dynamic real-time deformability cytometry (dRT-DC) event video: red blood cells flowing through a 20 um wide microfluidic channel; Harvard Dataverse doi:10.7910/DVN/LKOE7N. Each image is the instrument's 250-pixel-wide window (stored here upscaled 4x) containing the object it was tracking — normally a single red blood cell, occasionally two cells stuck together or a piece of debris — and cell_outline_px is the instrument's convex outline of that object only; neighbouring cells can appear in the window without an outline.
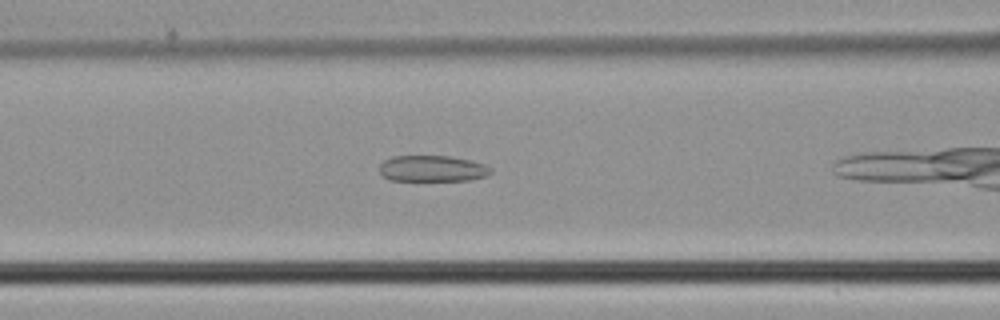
{"species": "common noctule bat (a hibernating species)", "species_latin": "Nyctalus noctula", "temperature_condition": "cold", "stored_images_in_passage": 24, "camera_frame_rate_fps": 3000, "um_per_image_px": 0.085, "animal": {"sex": "male", "body_mass_g": 21.5, "forearm_length_mm": 52.0}, "frame": {"image": 1, "passage_image": 6, "time_ms": 1.667, "image_size_px": [1000, 320], "cell_outline_px": [[492, 172], [484, 176], [468, 180], [392, 180], [384, 176], [380, 172], [380, 164], [384, 160], [392, 156], [452, 156], [472, 160], [484, 164], [492, 168]], "centroid_in_image_um": [36.76, 14.31], "position_along_channel_um": 129.8, "area_um2": 16.88}}
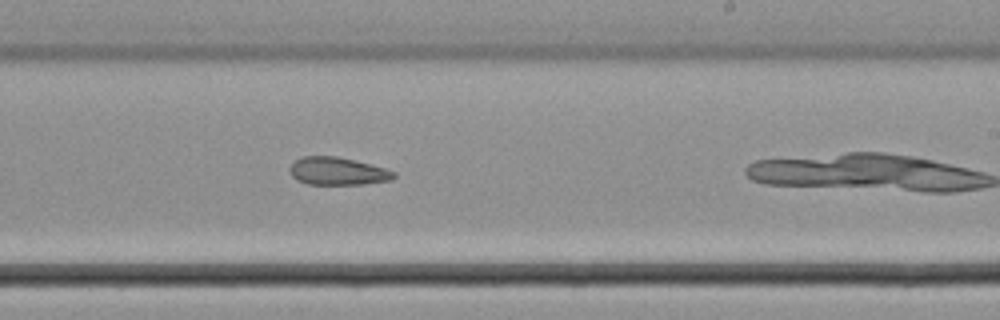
{"frame": {"image": 2, "passage_image": 15, "time_ms": 4.667, "image_size_px": [1000, 320], "cell_outline_px": [[396, 176], [392, 180], [360, 184], [308, 184], [296, 180], [292, 176], [288, 168], [296, 160], [304, 156], [336, 156], [384, 168], [396, 172]], "centroid_in_image_um": [28.67, 14.56], "position_along_channel_um": 260.3, "area_um2": 16.65}}
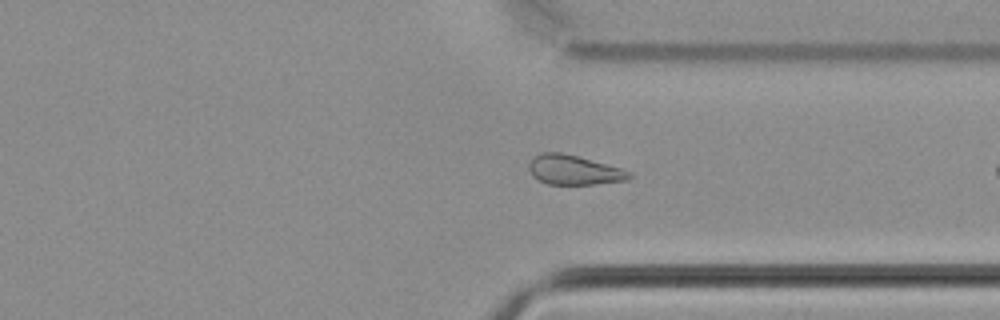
{"frame": {"image": 3, "passage_image": 22, "time_ms": 7.0, "image_size_px": [1000, 320], "cell_outline_px": [[632, 176], [628, 180], [596, 184], [548, 184], [532, 176], [528, 168], [528, 164], [540, 152], [560, 152], [576, 156], [620, 168], [632, 172]], "centroid_in_image_um": [48.78, 14.45], "position_along_channel_um": 362.6, "area_um2": 17.11}}